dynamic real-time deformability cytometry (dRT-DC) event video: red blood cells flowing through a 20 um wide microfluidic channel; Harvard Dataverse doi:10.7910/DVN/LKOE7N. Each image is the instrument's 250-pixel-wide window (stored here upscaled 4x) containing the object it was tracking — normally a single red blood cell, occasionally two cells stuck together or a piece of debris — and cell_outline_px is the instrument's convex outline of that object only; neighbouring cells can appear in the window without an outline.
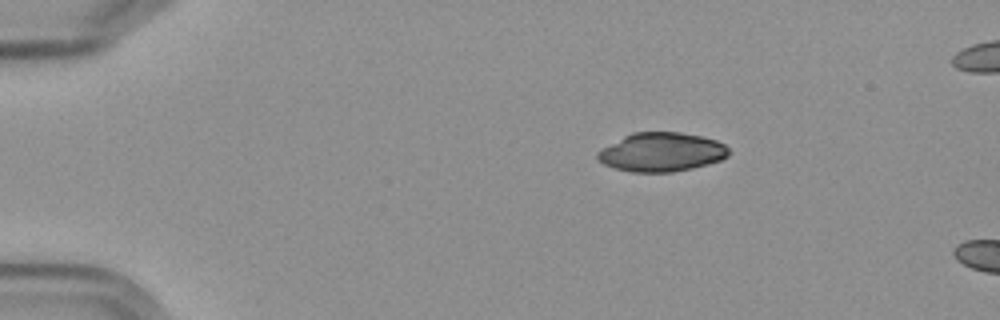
{"species": "Egyptian fruit bat (a non-hibernating species)", "species_latin": "Rousettus aegyptiacus", "temperature_condition": "cold", "stored_images_in_passage": 3, "camera_frame_rate_fps": 3000, "um_per_image_px": 0.085, "frame": {"image": 1, "passage_image": 1, "time_ms": 0.0, "image_size_px": [1000, 320], "cell_outline_px": [[728, 156], [720, 160], [708, 164], [692, 168], [672, 172], [632, 172], [616, 168], [604, 164], [596, 156], [596, 152], [600, 148], [632, 132], [680, 132], [700, 136], [716, 140], [724, 144], [728, 148]], "centroid_in_image_um": [56.21, 12.92], "position_along_channel_um": 28.8, "area_um2": 29.71}}